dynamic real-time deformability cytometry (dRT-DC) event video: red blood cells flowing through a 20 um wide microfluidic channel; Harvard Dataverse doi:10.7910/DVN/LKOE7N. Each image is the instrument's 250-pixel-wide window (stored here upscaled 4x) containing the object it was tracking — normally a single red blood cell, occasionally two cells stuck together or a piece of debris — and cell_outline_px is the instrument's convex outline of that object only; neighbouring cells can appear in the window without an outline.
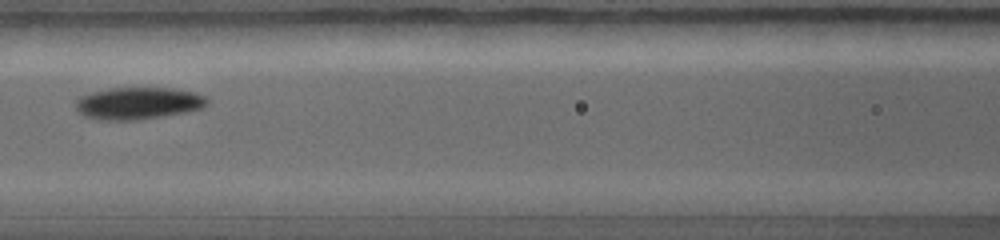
{"species": "common noctule bat (a hibernating species)", "species_latin": "Nyctalus noctula", "temperature_condition": "warm", "stored_images_in_passage": 10, "camera_frame_rate_fps": 5000, "um_per_image_px": 0.085, "animal": {"sex": "female", "body_mass_g": 19.0, "forearm_length_mm": 56.7}, "frame": {"image": 1, "passage_image": 4, "time_ms": 1.4, "image_size_px": [1000, 240], "cell_outline_px": [[204, 104], [200, 108], [184, 112], [164, 116], [136, 120], [96, 120], [80, 116], [76, 108], [76, 104], [84, 96], [96, 92], [112, 88], [164, 88], [192, 92], [204, 96]], "centroid_in_image_um": [11.67, 8.8], "position_along_channel_um": 154.9, "area_um2": 23.93}}
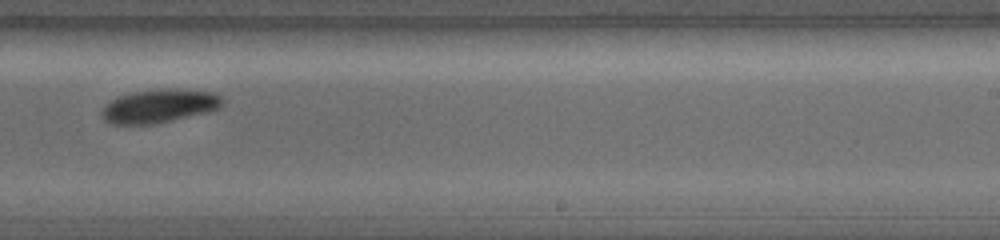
{"frame": {"image": 2, "passage_image": 9, "time_ms": 3.4, "image_size_px": [1000, 240], "cell_outline_px": [[220, 100], [216, 108], [152, 124], [112, 124], [104, 120], [100, 112], [112, 100], [120, 96], [140, 92], [204, 92], [216, 96]], "centroid_in_image_um": [13.32, 9.09], "position_along_channel_um": 275.7, "area_um2": 20.92}}
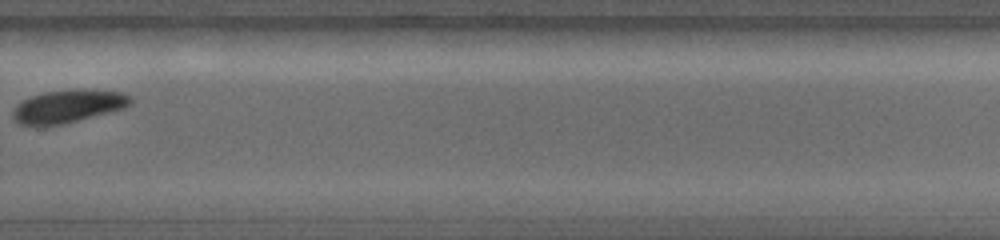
{"frame": {"image": 3, "passage_image": 10, "time_ms": 4.2, "image_size_px": [1000, 240], "cell_outline_px": [[132, 100], [128, 104], [120, 108], [64, 124], [20, 124], [12, 116], [16, 108], [24, 100], [48, 92], [120, 92], [128, 96]], "centroid_in_image_um": [5.74, 9.08], "position_along_channel_um": 324.1, "area_um2": 20.35}}